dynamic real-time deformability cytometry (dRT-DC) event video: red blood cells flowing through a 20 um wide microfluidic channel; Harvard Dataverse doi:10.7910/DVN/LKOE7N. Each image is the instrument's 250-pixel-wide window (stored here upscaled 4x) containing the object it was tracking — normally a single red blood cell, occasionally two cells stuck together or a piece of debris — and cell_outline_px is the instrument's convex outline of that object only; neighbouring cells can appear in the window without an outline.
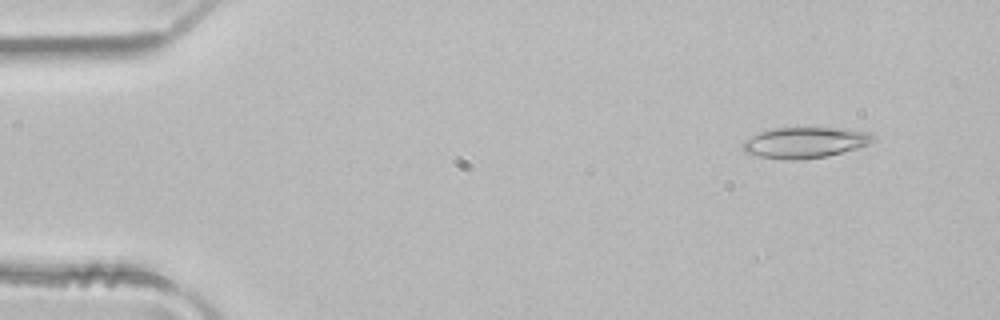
{"species": "common noctule bat (a hibernating species)", "species_latin": "Nyctalus noctula", "temperature_condition": "room temperature", "stored_images_in_passage": 3, "camera_frame_rate_fps": 3000, "um_per_image_px": 0.085, "animal": {"sex": "male", "body_mass_g": 21.5, "forearm_length_mm": 52.0}, "frame": {"image": 1, "passage_image": 1, "time_ms": 0.0, "image_size_px": [1000, 320], "cell_outline_px": [[876, 140], [868, 144], [856, 148], [828, 156], [792, 160], [760, 156], [744, 152], [740, 144], [744, 140], [760, 132], [772, 128], [836, 128], [868, 132], [876, 136]], "centroid_in_image_um": [68.41, 12.11], "position_along_channel_um": 16.6, "area_um2": 23.24}}